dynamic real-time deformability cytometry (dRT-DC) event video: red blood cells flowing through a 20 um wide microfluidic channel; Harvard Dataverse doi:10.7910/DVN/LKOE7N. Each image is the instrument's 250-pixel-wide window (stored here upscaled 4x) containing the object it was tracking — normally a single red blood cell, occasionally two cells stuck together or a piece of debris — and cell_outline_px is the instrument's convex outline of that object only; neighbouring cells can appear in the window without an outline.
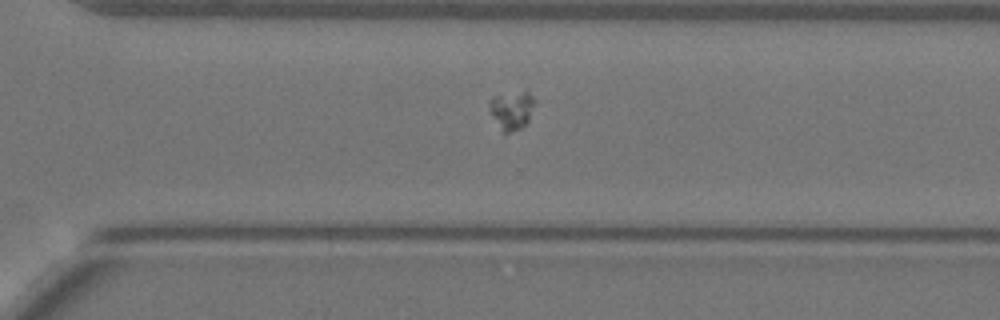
{"species": "Egyptian fruit bat (a non-hibernating species)", "species_latin": "Rousettus aegyptiacus", "temperature_condition": "warm", "stored_images_in_passage": 42, "camera_frame_rate_fps": 3000, "um_per_image_px": 0.085, "animal": {"sex": "female"}, "frame": {"image": 1, "passage_image": 30, "time_ms": 9.667, "image_size_px": [1000, 320], "cell_outline_px": [[536, 100], [528, 120], [520, 128], [512, 132], [500, 132], [492, 116], [488, 104], [488, 100], [492, 96], [524, 92], [528, 92]], "centroid_in_image_um": [43.46, 9.38], "position_along_channel_um": 327.1, "area_um2": 10.06}}
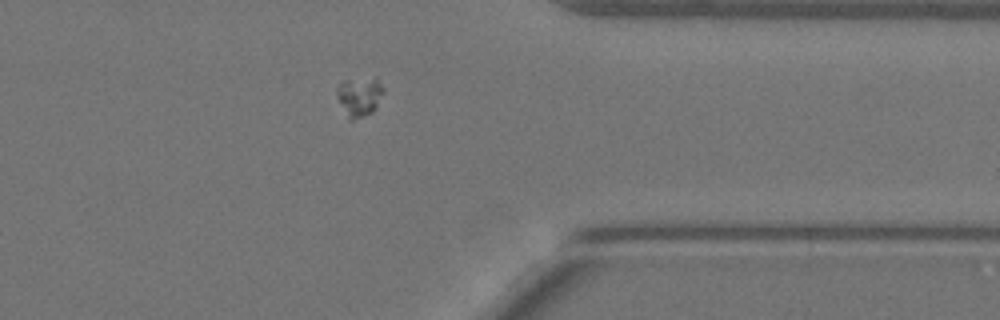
{"frame": {"image": 2, "passage_image": 35, "time_ms": 11.333, "image_size_px": [1000, 320], "cell_outline_px": [[384, 92], [376, 108], [372, 112], [364, 116], [352, 120], [348, 120], [336, 96], [336, 88], [344, 80], [376, 76], [384, 88]], "centroid_in_image_um": [30.56, 8.18], "position_along_channel_um": 380.8, "area_um2": 10.98}}